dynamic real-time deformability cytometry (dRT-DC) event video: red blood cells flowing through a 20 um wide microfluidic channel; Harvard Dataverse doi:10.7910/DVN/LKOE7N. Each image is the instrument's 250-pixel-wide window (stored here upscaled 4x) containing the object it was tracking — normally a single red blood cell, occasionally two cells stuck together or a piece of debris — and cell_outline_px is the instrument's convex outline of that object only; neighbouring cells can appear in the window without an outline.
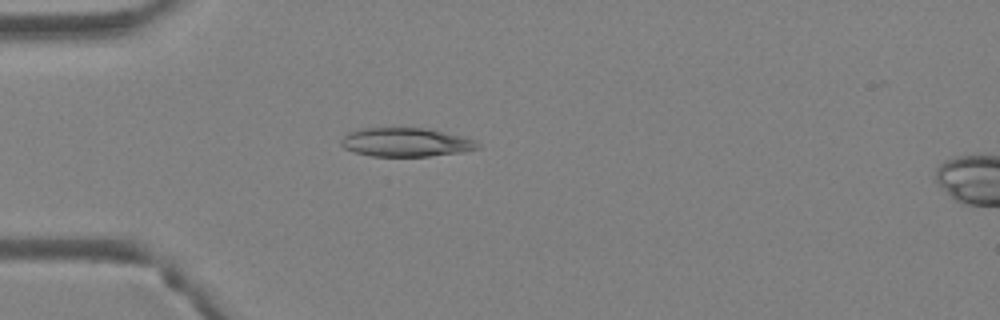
{"species": "Egyptian fruit bat (a non-hibernating species)", "species_latin": "Rousettus aegyptiacus", "temperature_condition": "warm", "stored_images_in_passage": 3, "camera_frame_rate_fps": 3000, "um_per_image_px": 0.085, "animal": {"sex": "female"}, "frame": {"image": 1, "passage_image": 2, "time_ms": 0.333, "image_size_px": [1000, 320], "cell_outline_px": [[480, 148], [464, 152], [428, 156], [372, 156], [356, 152], [344, 148], [340, 144], [340, 140], [348, 132], [356, 128], [428, 128], [464, 136], [476, 140], [480, 144]], "centroid_in_image_um": [34.52, 12.08], "position_along_channel_um": 50.5, "area_um2": 23.18}}